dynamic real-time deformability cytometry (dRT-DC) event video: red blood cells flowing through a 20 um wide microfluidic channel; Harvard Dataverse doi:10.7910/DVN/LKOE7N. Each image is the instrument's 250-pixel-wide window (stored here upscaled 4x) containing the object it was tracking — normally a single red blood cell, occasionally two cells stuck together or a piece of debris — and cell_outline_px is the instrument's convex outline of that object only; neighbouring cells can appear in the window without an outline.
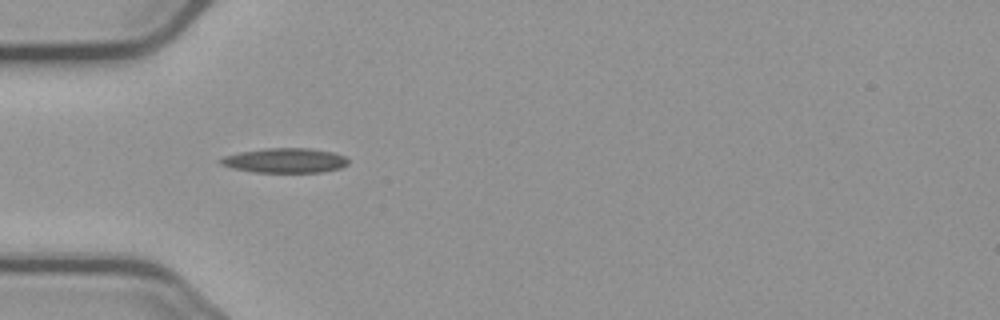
{"species": "common noctule bat (a hibernating species)", "species_latin": "Nyctalus noctula", "temperature_condition": "cold", "stored_images_in_passage": 42, "camera_frame_rate_fps": 3000, "um_per_image_px": 0.085, "animal": {"sex": "male", "body_mass_g": 23.1, "forearm_length_mm": 52.7}, "frame": {"image": 1, "passage_image": 4, "time_ms": 1.0, "image_size_px": [1000, 320], "cell_outline_px": [[348, 164], [340, 168], [320, 172], [256, 172], [232, 168], [220, 164], [216, 160], [224, 156], [240, 152], [264, 148], [308, 148], [332, 152], [344, 156], [348, 160]], "centroid_in_image_um": [24.19, 13.64], "position_along_channel_um": 60.8, "area_um2": 18.32}}
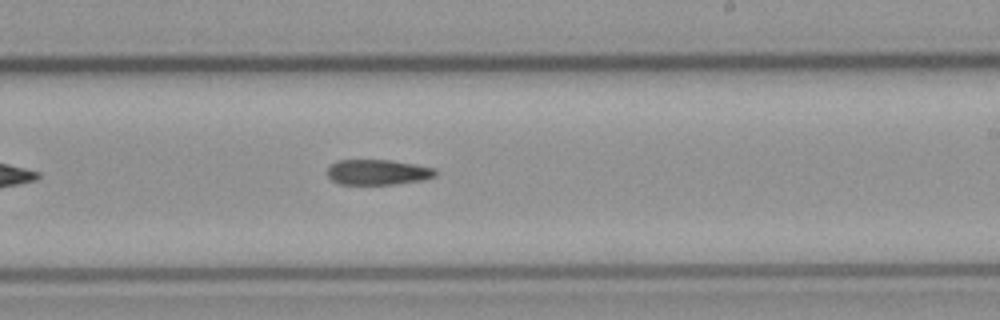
{"frame": {"image": 2, "passage_image": 20, "time_ms": 6.333, "image_size_px": [1000, 320], "cell_outline_px": [[436, 176], [424, 180], [396, 184], [340, 184], [332, 180], [328, 176], [328, 168], [336, 160], [392, 160], [432, 168], [436, 172]], "centroid_in_image_um": [32.1, 14.64], "position_along_channel_um": 256.9, "area_um2": 15.84}}
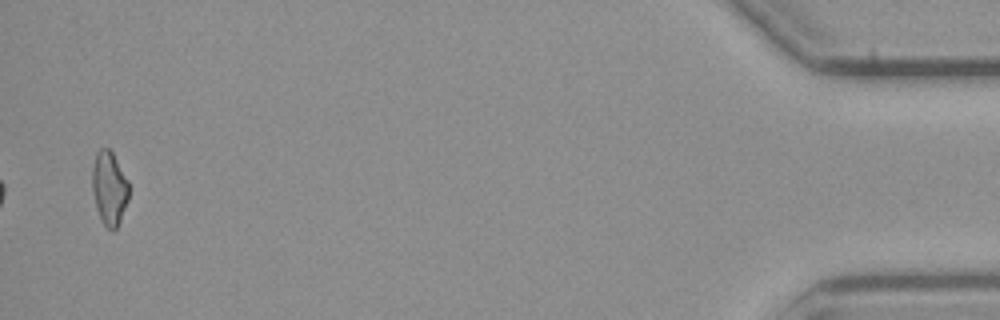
{"frame": {"image": 3, "passage_image": 41, "time_ms": 13.333, "image_size_px": [1000, 320], "cell_outline_px": [[128, 200], [120, 220], [116, 228], [112, 232], [100, 220], [96, 208], [92, 192], [92, 168], [96, 152], [100, 148], [108, 148], [112, 152], [128, 180]], "centroid_in_image_um": [9.27, 16.0], "position_along_channel_um": 425.9, "area_um2": 15.78}}